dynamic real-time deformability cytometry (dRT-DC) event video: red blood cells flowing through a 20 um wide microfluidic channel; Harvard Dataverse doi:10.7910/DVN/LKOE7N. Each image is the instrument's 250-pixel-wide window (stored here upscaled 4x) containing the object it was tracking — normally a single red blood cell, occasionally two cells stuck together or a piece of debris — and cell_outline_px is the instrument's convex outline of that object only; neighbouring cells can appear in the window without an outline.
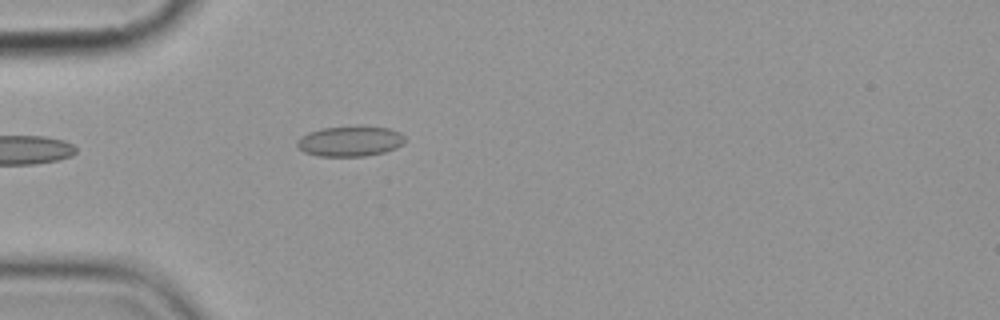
{"species": "common noctule bat (a hibernating species)", "species_latin": "Nyctalus noctula", "temperature_condition": "cold", "stored_images_in_passage": 4, "camera_frame_rate_fps": 3000, "um_per_image_px": 0.085, "animal": {"sex": "female", "body_mass_g": 19.9}, "frame": {"image": 1, "passage_image": 4, "time_ms": 3.667, "image_size_px": [1000, 320], "cell_outline_px": [[404, 140], [396, 148], [384, 152], [364, 156], [320, 156], [304, 152], [296, 144], [296, 140], [300, 136], [308, 132], [324, 128], [388, 128], [400, 132], [404, 136]], "centroid_in_image_um": [29.71, 12.03], "position_along_channel_um": 55.3, "area_um2": 18.44}}